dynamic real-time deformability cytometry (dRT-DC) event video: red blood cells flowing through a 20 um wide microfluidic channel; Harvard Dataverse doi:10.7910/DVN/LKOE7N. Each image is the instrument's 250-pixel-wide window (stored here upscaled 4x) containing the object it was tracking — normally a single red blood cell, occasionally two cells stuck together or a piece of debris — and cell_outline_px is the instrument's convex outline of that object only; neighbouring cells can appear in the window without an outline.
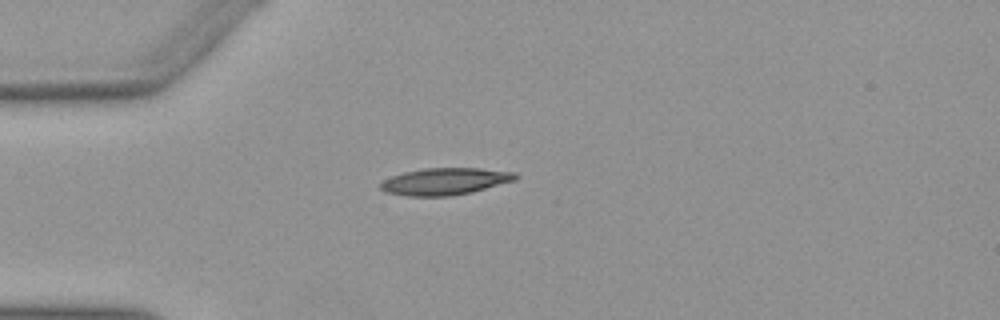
{"species": "Egyptian fruit bat (a non-hibernating species)", "species_latin": "Rousettus aegyptiacus", "temperature_condition": "warm", "stored_images_in_passage": 39, "camera_frame_rate_fps": 3000, "um_per_image_px": 0.085, "animal": {"sex": "female"}, "frame": {"image": 1, "passage_image": 1, "time_ms": 0.0, "image_size_px": [1000, 320], "cell_outline_px": [[516, 180], [472, 192], [452, 196], [404, 196], [384, 192], [380, 188], [380, 184], [384, 180], [392, 176], [404, 172], [424, 168], [480, 168], [516, 172]], "centroid_in_image_um": [37.81, 15.42], "position_along_channel_um": 47.2, "area_um2": 21.27}}
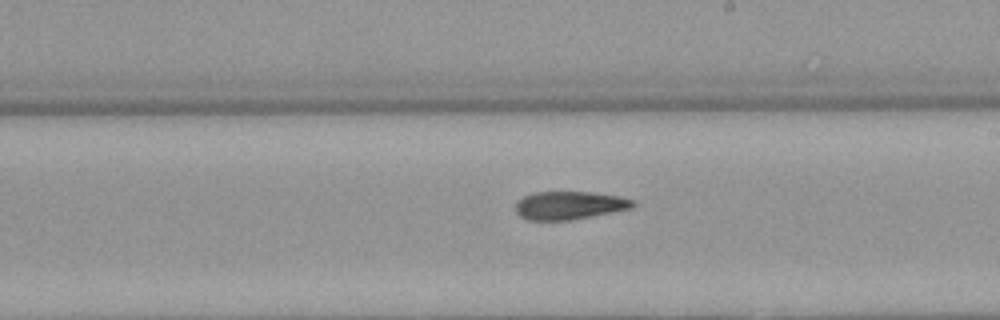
{"frame": {"image": 2, "passage_image": 17, "time_ms": 5.333, "image_size_px": [1000, 320], "cell_outline_px": [[636, 204], [632, 208], [572, 220], [528, 220], [520, 216], [516, 212], [516, 200], [524, 196], [536, 192], [588, 192], [620, 196], [636, 200]], "centroid_in_image_um": [48.41, 17.45], "position_along_channel_um": 240.6, "area_um2": 19.31}}
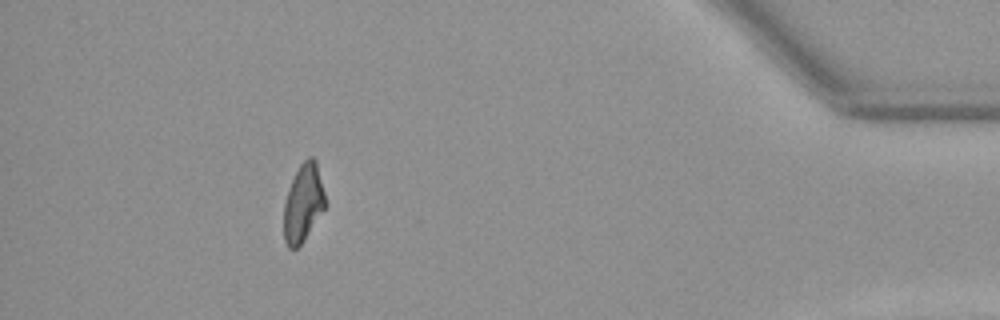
{"frame": {"image": 3, "passage_image": 34, "time_ms": 11.0, "image_size_px": [1000, 320], "cell_outline_px": [[328, 204], [304, 240], [296, 248], [288, 248], [284, 240], [284, 204], [288, 188], [300, 164], [308, 156], [312, 156], [316, 160]], "centroid_in_image_um": [25.8, 17.24], "position_along_channel_um": 409.4, "area_um2": 18.96}, "authors_computed_cell_mechanics": {"area_um2": 20.1144, "velocity_mm_per_s": 3.9588, "shape_relaxation_time_tau1_ms": 8.236, "shape_relaxation_time_tau2_ms": 5.9434, "deformation_change_tau1": 0.2169, "deformation_change_tau2": 0.156}}